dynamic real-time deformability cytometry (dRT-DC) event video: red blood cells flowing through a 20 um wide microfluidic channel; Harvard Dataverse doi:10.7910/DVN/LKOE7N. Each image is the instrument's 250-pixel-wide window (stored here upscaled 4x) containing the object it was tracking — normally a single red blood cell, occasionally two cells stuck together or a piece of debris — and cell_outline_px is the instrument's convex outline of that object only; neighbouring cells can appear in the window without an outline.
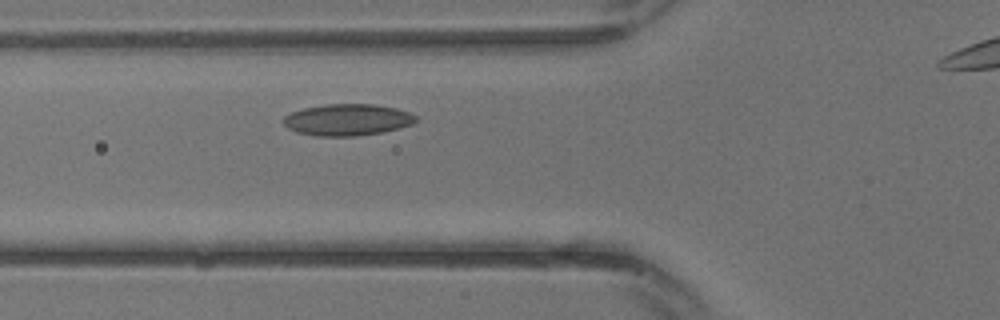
{"species": "common noctule bat (a hibernating species)", "species_latin": "Nyctalus noctula", "temperature_condition": "warm", "stored_images_in_passage": 6, "camera_frame_rate_fps": 3000, "um_per_image_px": 0.085, "animal": {"sex": "male", "body_mass_g": 13.3}, "frame": {"image": 1, "passage_image": 4, "time_ms": 1.0, "image_size_px": [1000, 320], "cell_outline_px": [[416, 120], [412, 124], [400, 128], [380, 132], [356, 136], [316, 136], [296, 132], [288, 128], [284, 124], [284, 116], [292, 112], [304, 108], [324, 104], [376, 104], [396, 108], [408, 112], [416, 116]], "centroid_in_image_um": [29.52, 10.18], "position_along_channel_um": 96.3, "area_um2": 24.33}}
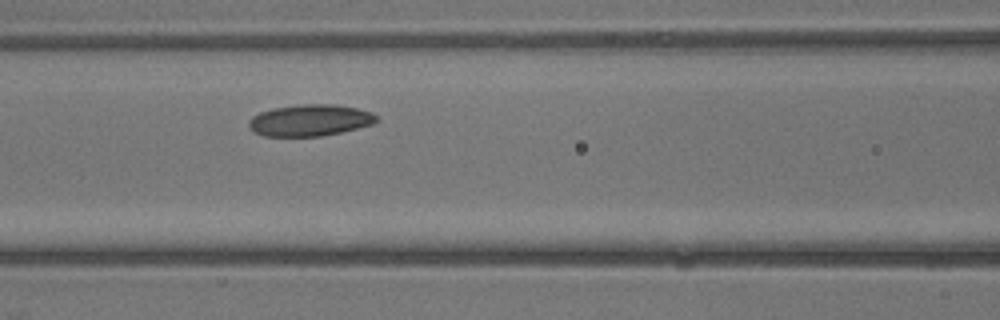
{"frame": {"image": 2, "passage_image": 6, "time_ms": 1.667, "image_size_px": [1000, 320], "cell_outline_px": [[380, 120], [372, 124], [340, 132], [320, 136], [264, 136], [252, 132], [248, 128], [248, 120], [252, 116], [260, 112], [272, 108], [300, 104], [336, 104], [356, 108], [372, 112]], "centroid_in_image_um": [26.3, 10.22], "position_along_channel_um": 140.3, "area_um2": 23.64}}